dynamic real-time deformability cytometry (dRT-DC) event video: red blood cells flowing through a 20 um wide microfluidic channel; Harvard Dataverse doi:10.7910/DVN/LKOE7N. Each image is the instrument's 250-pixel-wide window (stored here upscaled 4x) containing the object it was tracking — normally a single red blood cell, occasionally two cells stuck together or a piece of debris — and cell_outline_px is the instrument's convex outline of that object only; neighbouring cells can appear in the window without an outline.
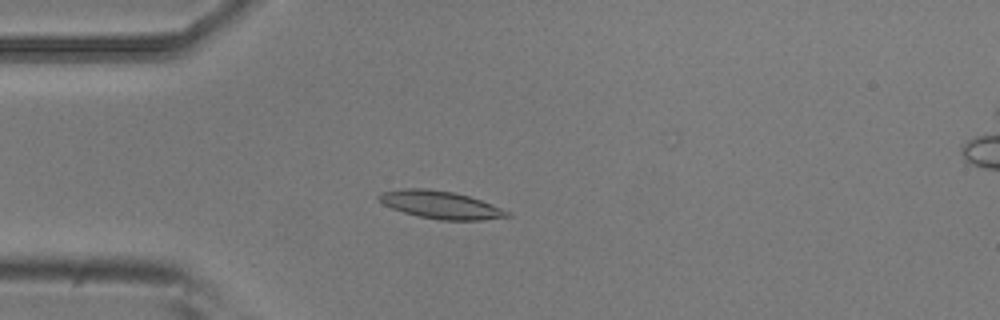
{"species": "common noctule bat (a hibernating species)", "species_latin": "Nyctalus noctula", "temperature_condition": "room temperature", "stored_images_in_passage": 44, "camera_frame_rate_fps": 3000, "um_per_image_px": 0.085, "animal": {"sex": "male", "body_mass_g": 20.5, "forearm_length_mm": 52.5}, "frame": {"image": 1, "passage_image": 14, "time_ms": 4.333, "image_size_px": [1000, 320], "cell_outline_px": [[512, 216], [480, 220], [440, 220], [420, 216], [404, 212], [392, 208], [384, 204], [376, 196], [380, 192], [404, 188], [428, 188], [452, 192], [468, 196], [492, 204], [512, 212]], "centroid_in_image_um": [37.47, 17.4], "position_along_channel_um": 47.5, "area_um2": 20.63}}
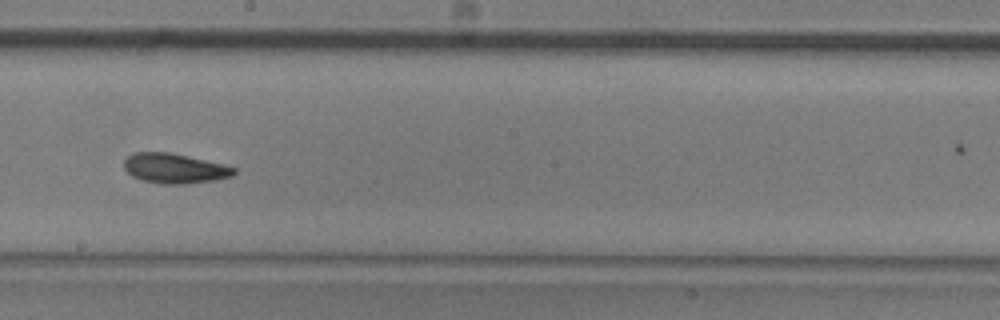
{"frame": {"image": 2, "passage_image": 30, "time_ms": 9.667, "image_size_px": [1000, 320], "cell_outline_px": [[236, 172], [232, 176], [216, 180], [184, 184], [160, 184], [144, 180], [132, 176], [124, 168], [124, 160], [132, 152], [168, 152], [188, 156], [236, 168]], "centroid_in_image_um": [14.81, 14.31], "position_along_channel_um": 233.4, "area_um2": 19.02}}
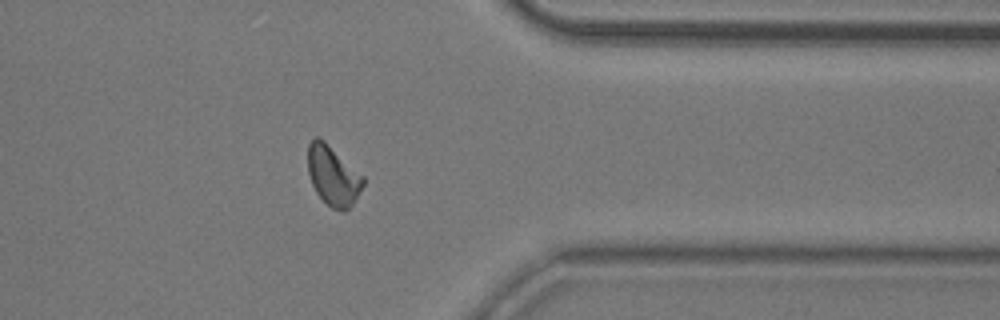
{"frame": {"image": 3, "passage_image": 43, "time_ms": 14.0, "image_size_px": [1000, 320], "cell_outline_px": [[364, 184], [356, 200], [344, 212], [340, 212], [332, 208], [316, 192], [312, 184], [308, 172], [308, 144], [316, 136], [324, 140], [364, 176]], "centroid_in_image_um": [28.32, 14.94], "position_along_channel_um": 383.1, "area_um2": 19.19}}